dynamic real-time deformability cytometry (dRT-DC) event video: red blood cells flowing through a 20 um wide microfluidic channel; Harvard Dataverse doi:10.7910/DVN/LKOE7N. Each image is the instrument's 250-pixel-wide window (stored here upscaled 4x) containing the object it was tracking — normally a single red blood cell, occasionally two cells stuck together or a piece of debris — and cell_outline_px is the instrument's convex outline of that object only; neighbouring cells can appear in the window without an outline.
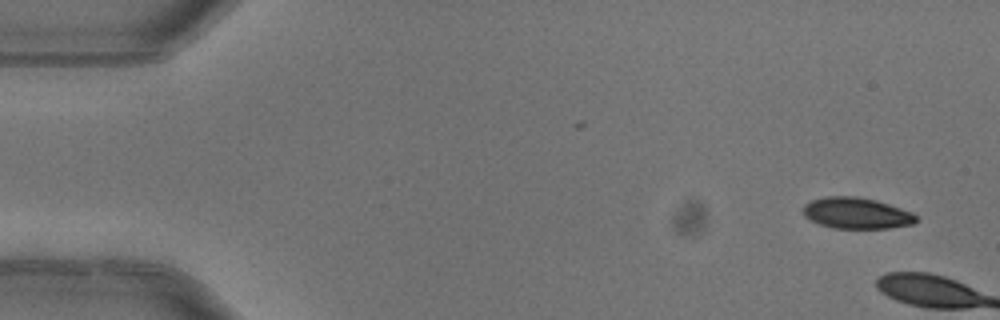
{"species": "common noctule bat (a hibernating species)", "species_latin": "Nyctalus noctula", "temperature_condition": "warm", "stored_images_in_passage": 2, "camera_frame_rate_fps": 3000, "um_per_image_px": 0.085, "animal": {"sex": "female"}, "frame": {"image": 1, "passage_image": 2, "time_ms": 0.333, "image_size_px": [1000, 320], "cell_outline_px": [[916, 220], [912, 224], [888, 228], [832, 228], [820, 224], [804, 216], [804, 204], [812, 200], [824, 196], [856, 196], [876, 200], [912, 212], [916, 216]], "centroid_in_image_um": [72.78, 18.11], "position_along_channel_um": 12.2, "area_um2": 20.35}}